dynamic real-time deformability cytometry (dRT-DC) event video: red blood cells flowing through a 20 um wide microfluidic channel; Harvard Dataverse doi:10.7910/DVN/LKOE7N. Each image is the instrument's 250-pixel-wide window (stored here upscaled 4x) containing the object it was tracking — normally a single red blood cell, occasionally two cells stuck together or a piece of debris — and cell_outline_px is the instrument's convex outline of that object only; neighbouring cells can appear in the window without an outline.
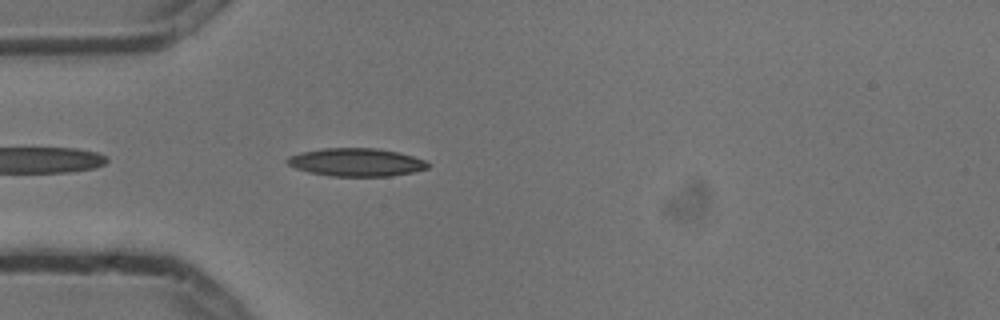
{"species": "common noctule bat (a hibernating species)", "species_latin": "Nyctalus noctula", "temperature_condition": "cold", "stored_images_in_passage": 4, "camera_frame_rate_fps": 3000, "um_per_image_px": 0.085, "animal": {"sex": "male", "body_mass_g": 13.3}, "frame": {"image": 1, "passage_image": 4, "time_ms": 1.0, "image_size_px": [1000, 320], "cell_outline_px": [[428, 168], [412, 172], [388, 176], [328, 176], [308, 172], [296, 168], [288, 164], [284, 160], [288, 156], [300, 152], [324, 148], [376, 148], [396, 152], [412, 156], [424, 160], [428, 164]], "centroid_in_image_um": [30.21, 13.79], "position_along_channel_um": 54.8, "area_um2": 22.89}}